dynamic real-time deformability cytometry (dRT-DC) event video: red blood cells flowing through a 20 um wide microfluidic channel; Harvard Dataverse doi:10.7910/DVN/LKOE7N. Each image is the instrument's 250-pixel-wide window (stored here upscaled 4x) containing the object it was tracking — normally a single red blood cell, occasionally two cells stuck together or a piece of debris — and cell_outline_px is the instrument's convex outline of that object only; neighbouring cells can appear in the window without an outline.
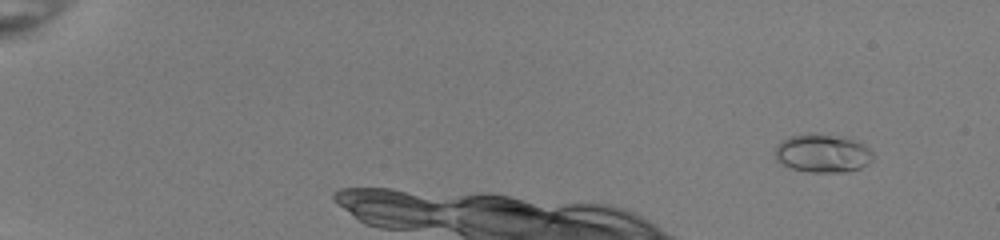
{"species": "common noctule bat (a hibernating species)", "species_latin": "Nyctalus noctula", "temperature_condition": "room temperature", "stored_images_in_passage": 35, "camera_frame_rate_fps": 3000, "um_per_image_px": 0.085, "animal": {"sex": "female", "body_mass_g": 22.0, "forearm_length_mm": 56.7}, "frame": {"image": 1, "passage_image": 2, "time_ms": 0.333, "image_size_px": [1000, 240], "cell_outline_px": [[872, 160], [868, 164], [860, 168], [844, 172], [808, 172], [788, 168], [776, 160], [776, 144], [788, 136], [808, 132], [816, 132], [852, 140], [864, 144], [872, 152]], "centroid_in_image_um": [69.87, 13.03], "position_along_channel_um": 15.1, "area_um2": 22.08}}
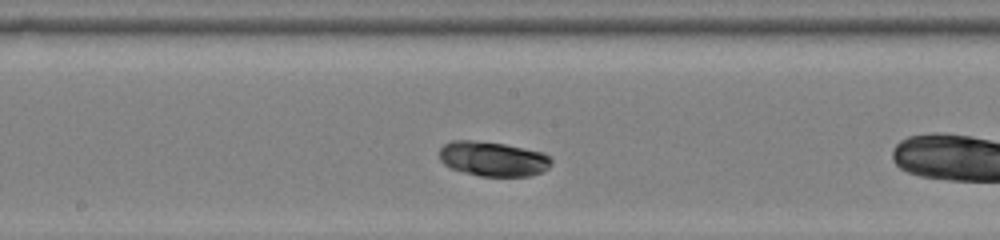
{"frame": {"image": 2, "passage_image": 16, "time_ms": 5.0, "image_size_px": [1000, 240], "cell_outline_px": [[552, 160], [548, 168], [540, 172], [528, 176], [480, 176], [464, 172], [452, 168], [444, 164], [440, 160], [440, 148], [444, 144], [452, 140], [472, 140], [504, 144], [540, 152], [548, 156]], "centroid_in_image_um": [41.87, 13.5], "position_along_channel_um": 206.3, "area_um2": 22.37}}
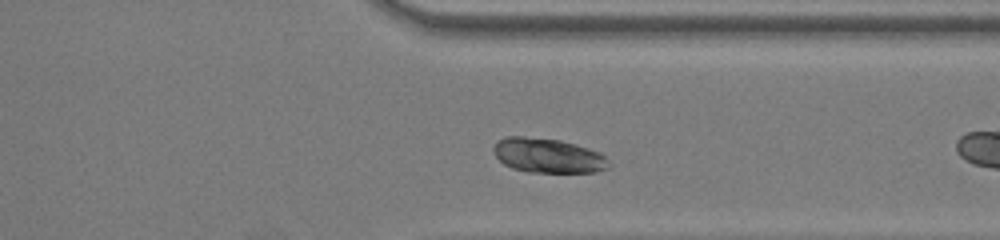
{"frame": {"image": 3, "passage_image": 28, "time_ms": 9.0, "image_size_px": [1000, 240], "cell_outline_px": [[608, 168], [596, 172], [528, 172], [512, 168], [504, 164], [496, 156], [492, 148], [504, 136], [524, 136], [560, 140], [588, 148], [600, 152], [604, 156]], "centroid_in_image_um": [46.54, 13.22], "position_along_channel_um": 364.9, "area_um2": 23.0}}